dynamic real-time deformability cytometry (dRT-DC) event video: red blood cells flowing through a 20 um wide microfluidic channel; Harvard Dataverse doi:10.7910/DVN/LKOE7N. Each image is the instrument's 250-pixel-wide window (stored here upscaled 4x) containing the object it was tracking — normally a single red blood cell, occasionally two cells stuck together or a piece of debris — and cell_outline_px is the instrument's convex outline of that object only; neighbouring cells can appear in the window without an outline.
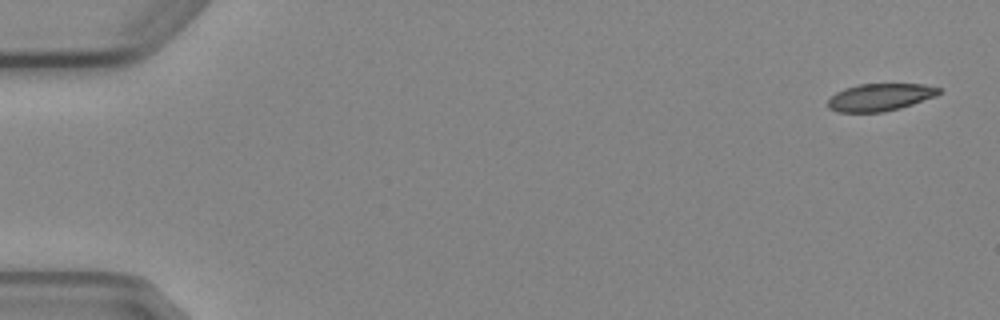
{"species": "Egyptian fruit bat (a non-hibernating species)", "species_latin": "Rousettus aegyptiacus", "temperature_condition": "cold", "stored_images_in_passage": 5, "camera_frame_rate_fps": 3000, "um_per_image_px": 0.085, "animal": {"sex": "female"}, "frame": {"image": 1, "passage_image": 1, "time_ms": 0.0, "image_size_px": [1000, 320], "cell_outline_px": [[940, 92], [936, 96], [900, 108], [884, 112], [836, 112], [828, 108], [828, 100], [836, 92], [844, 88], [860, 84], [924, 84], [940, 88]], "centroid_in_image_um": [74.78, 8.26], "position_along_channel_um": 10.2, "area_um2": 17.69}}
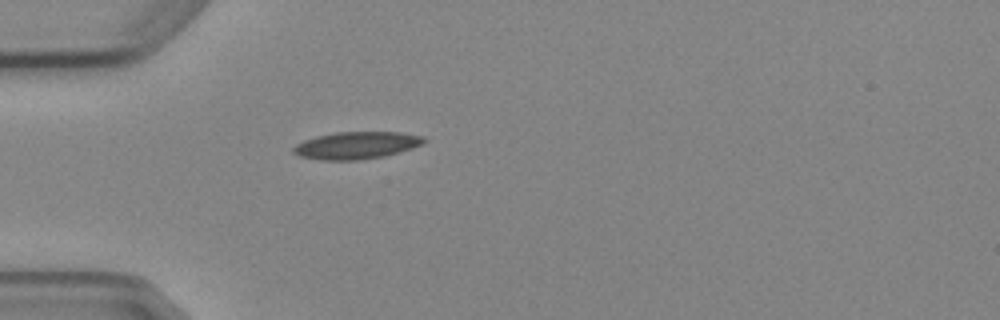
{"frame": {"image": 2, "passage_image": 5, "time_ms": 4.667, "image_size_px": [1000, 320], "cell_outline_px": [[428, 140], [412, 148], [400, 152], [384, 156], [356, 160], [320, 160], [300, 156], [292, 152], [292, 148], [296, 144], [304, 140], [316, 136], [336, 132], [400, 132], [424, 136]], "centroid_in_image_um": [30.29, 12.35], "position_along_channel_um": 54.7, "area_um2": 20.75}}